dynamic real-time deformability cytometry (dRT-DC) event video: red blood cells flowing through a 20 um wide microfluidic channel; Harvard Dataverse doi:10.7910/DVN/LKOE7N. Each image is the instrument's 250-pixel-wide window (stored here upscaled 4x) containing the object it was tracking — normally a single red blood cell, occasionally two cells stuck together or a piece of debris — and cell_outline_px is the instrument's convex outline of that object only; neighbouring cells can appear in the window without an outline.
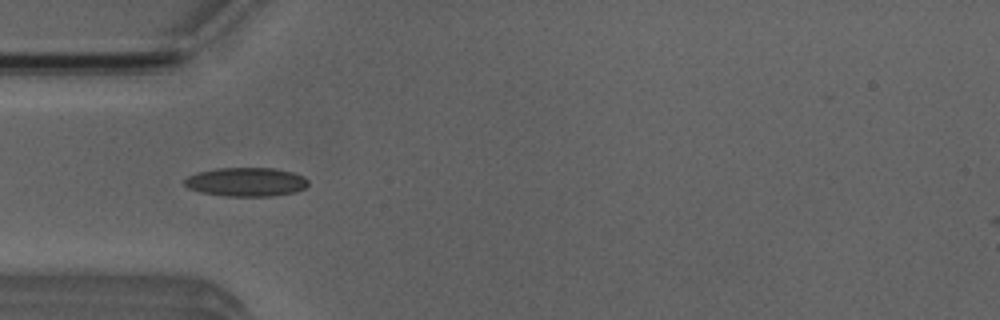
{"species": "Egyptian fruit bat (a non-hibernating species)", "species_latin": "Rousettus aegyptiacus", "temperature_condition": "room temperature", "stored_images_in_passage": 26, "camera_frame_rate_fps": 3000, "um_per_image_px": 0.085, "animal": {"sex": "male"}, "frame": {"image": 1, "passage_image": 7, "time_ms": 2.0, "image_size_px": [1000, 320], "cell_outline_px": [[308, 184], [304, 188], [296, 192], [272, 196], [224, 196], [200, 192], [188, 188], [184, 184], [184, 180], [188, 176], [196, 172], [216, 168], [272, 168], [292, 172], [304, 176], [308, 180]], "centroid_in_image_um": [20.91, 15.46], "position_along_channel_um": 64.1, "area_um2": 20.92}}
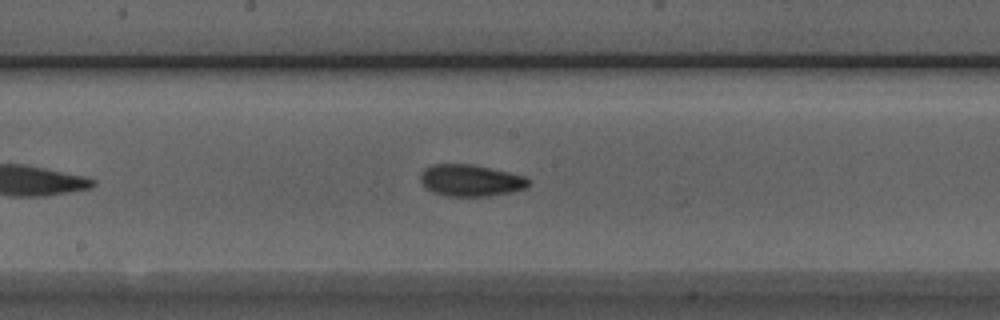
{"frame": {"image": 2, "passage_image": 18, "time_ms": 5.667, "image_size_px": [1000, 320], "cell_outline_px": [[532, 184], [528, 188], [512, 192], [488, 196], [444, 196], [432, 192], [424, 188], [420, 180], [420, 176], [424, 168], [432, 164], [472, 164], [492, 168], [524, 176], [532, 180]], "centroid_in_image_um": [40.02, 15.34], "position_along_channel_um": 208.2, "area_um2": 20.4}}
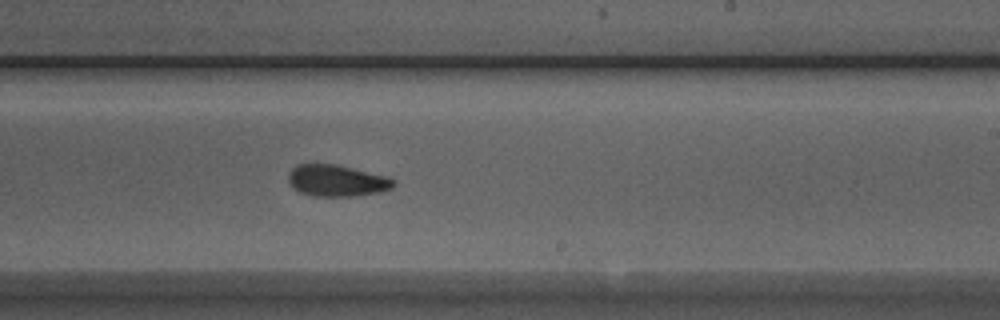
{"frame": {"image": 3, "passage_image": 22, "time_ms": 7.0, "image_size_px": [1000, 320], "cell_outline_px": [[396, 184], [392, 188], [380, 192], [356, 196], [312, 196], [300, 192], [288, 180], [288, 176], [292, 168], [296, 164], [336, 164], [384, 176], [396, 180]], "centroid_in_image_um": [28.64, 15.36], "position_along_channel_um": 260.4, "area_um2": 19.19}}